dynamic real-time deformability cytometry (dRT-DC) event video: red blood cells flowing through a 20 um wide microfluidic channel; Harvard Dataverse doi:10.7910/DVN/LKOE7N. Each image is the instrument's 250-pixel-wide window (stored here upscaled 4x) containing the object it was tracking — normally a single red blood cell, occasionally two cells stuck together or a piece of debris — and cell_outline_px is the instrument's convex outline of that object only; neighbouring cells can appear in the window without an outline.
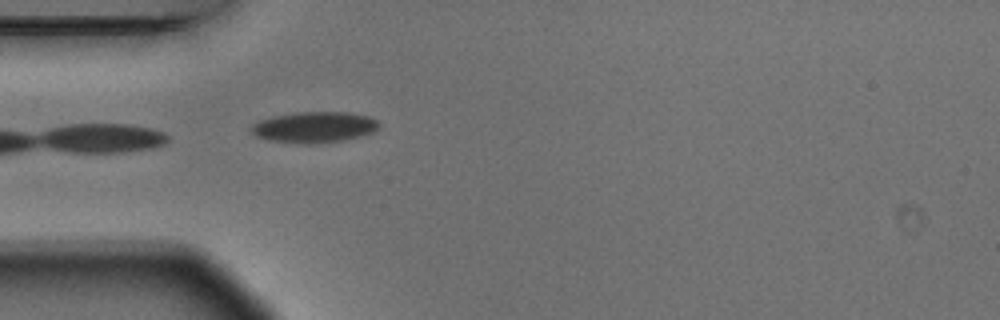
{"species": "Egyptian fruit bat (a non-hibernating species)", "species_latin": "Rousettus aegyptiacus", "temperature_condition": "warm", "stored_images_in_passage": 5, "camera_frame_rate_fps": 3000, "um_per_image_px": 0.085, "animal": {"sex": "male"}, "frame": {"image": 1, "passage_image": 5, "time_ms": 1.333, "image_size_px": [1000, 320], "cell_outline_px": [[380, 128], [372, 132], [360, 136], [344, 140], [308, 144], [304, 144], [272, 140], [256, 136], [252, 132], [252, 124], [260, 120], [272, 116], [296, 112], [348, 112], [368, 116], [376, 120], [380, 124]], "centroid_in_image_um": [26.74, 10.8], "position_along_channel_um": 58.3, "area_um2": 22.89}}